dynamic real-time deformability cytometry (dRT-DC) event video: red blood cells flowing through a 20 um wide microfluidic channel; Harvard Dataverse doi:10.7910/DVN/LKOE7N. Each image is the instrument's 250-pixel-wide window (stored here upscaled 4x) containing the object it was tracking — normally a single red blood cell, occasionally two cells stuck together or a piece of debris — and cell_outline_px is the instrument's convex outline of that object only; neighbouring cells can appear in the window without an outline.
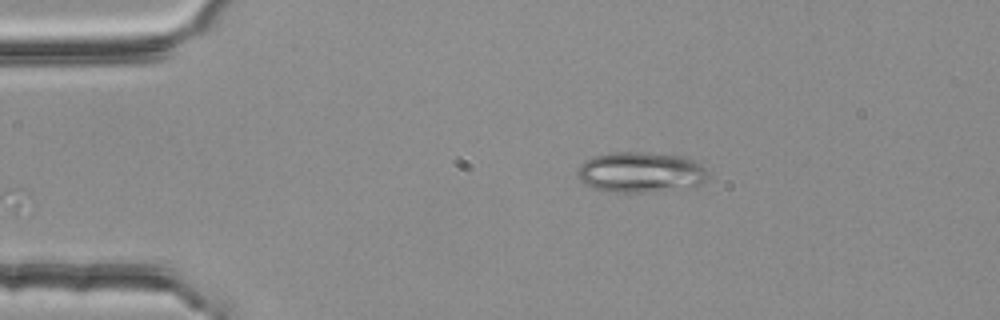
{"species": "common noctule bat (a hibernating species)", "species_latin": "Nyctalus noctula", "temperature_condition": "room temperature", "stored_images_in_passage": 34, "camera_frame_rate_fps": 3000, "um_per_image_px": 0.085, "animal": {"sex": "female", "body_mass_g": 25.1}, "frame": {"image": 1, "passage_image": 1, "time_ms": 0.0, "image_size_px": [1000, 320], "cell_outline_px": [[708, 176], [704, 180], [692, 188], [648, 192], [612, 192], [592, 188], [584, 184], [576, 176], [576, 172], [580, 164], [584, 160], [592, 156], [608, 152], [652, 152], [688, 156], [700, 160]], "centroid_in_image_um": [54.46, 14.62], "position_along_channel_um": 30.5, "area_um2": 31.79}}
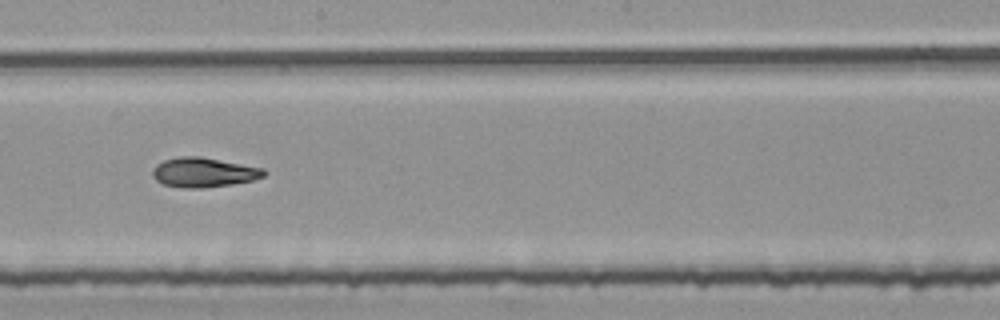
{"frame": {"image": 2, "passage_image": 21, "time_ms": 6.667, "image_size_px": [1000, 320], "cell_outline_px": [[268, 172], [264, 176], [252, 180], [232, 184], [204, 188], [184, 188], [164, 184], [156, 180], [152, 176], [152, 168], [156, 164], [164, 160], [180, 156], [200, 156], [264, 168]], "centroid_in_image_um": [17.31, 14.65], "position_along_channel_um": 230.9, "area_um2": 19.31}}
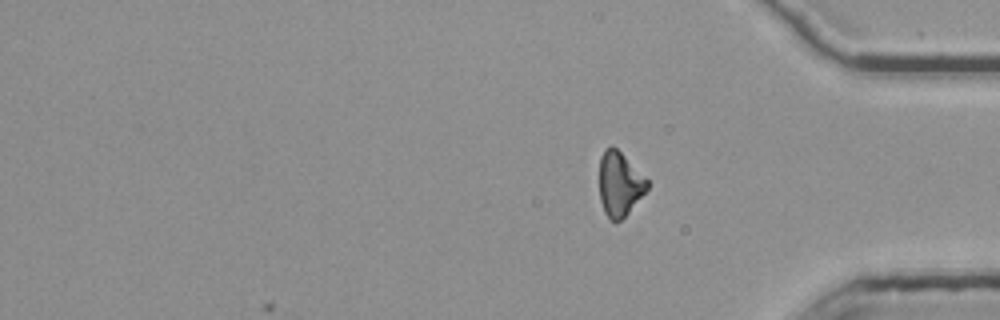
{"frame": {"image": 3, "passage_image": 34, "time_ms": 11.0, "image_size_px": [1000, 320], "cell_outline_px": [[648, 188], [628, 212], [620, 220], [608, 220], [604, 212], [600, 200], [600, 156], [604, 148], [612, 144], [648, 180]], "centroid_in_image_um": [52.63, 15.62], "position_along_channel_um": 382.6, "area_um2": 17.69}, "authors_computed_cell_mechanics": {"area_um2": 18.8428, "velocity_mm_per_s": 3.797, "shape_relaxation_time_tau1_ms": 10.0523, "shape_relaxation_time_tau2_ms": 3.546, "deformation_change_tau1": 0.2259, "deformation_change_tau2": 0.0987}}